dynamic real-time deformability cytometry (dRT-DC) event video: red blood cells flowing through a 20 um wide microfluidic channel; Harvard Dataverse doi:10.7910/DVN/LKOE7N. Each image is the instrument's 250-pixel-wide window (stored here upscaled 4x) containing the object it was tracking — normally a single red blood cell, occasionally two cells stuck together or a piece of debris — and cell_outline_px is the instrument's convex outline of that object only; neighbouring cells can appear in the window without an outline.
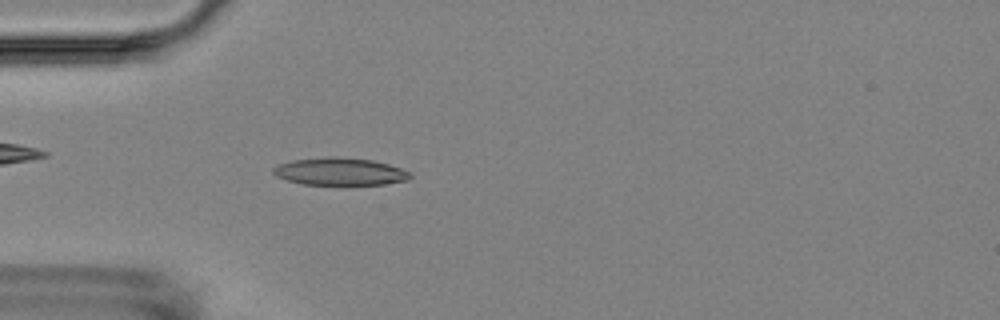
{"species": "Egyptian fruit bat (a non-hibernating species)", "species_latin": "Rousettus aegyptiacus", "temperature_condition": "room temperature", "stored_images_in_passage": 3, "camera_frame_rate_fps": 3000, "um_per_image_px": 0.085, "animal": {"sex": "female"}, "frame": {"image": 1, "passage_image": 3, "time_ms": 3.333, "image_size_px": [1000, 320], "cell_outline_px": [[412, 176], [408, 180], [384, 184], [348, 188], [344, 188], [300, 184], [276, 176], [272, 172], [272, 168], [280, 164], [292, 160], [332, 156], [336, 156], [372, 160], [388, 164], [400, 168], [408, 172]], "centroid_in_image_um": [28.89, 14.64], "position_along_channel_um": 56.1, "area_um2": 23.0}}